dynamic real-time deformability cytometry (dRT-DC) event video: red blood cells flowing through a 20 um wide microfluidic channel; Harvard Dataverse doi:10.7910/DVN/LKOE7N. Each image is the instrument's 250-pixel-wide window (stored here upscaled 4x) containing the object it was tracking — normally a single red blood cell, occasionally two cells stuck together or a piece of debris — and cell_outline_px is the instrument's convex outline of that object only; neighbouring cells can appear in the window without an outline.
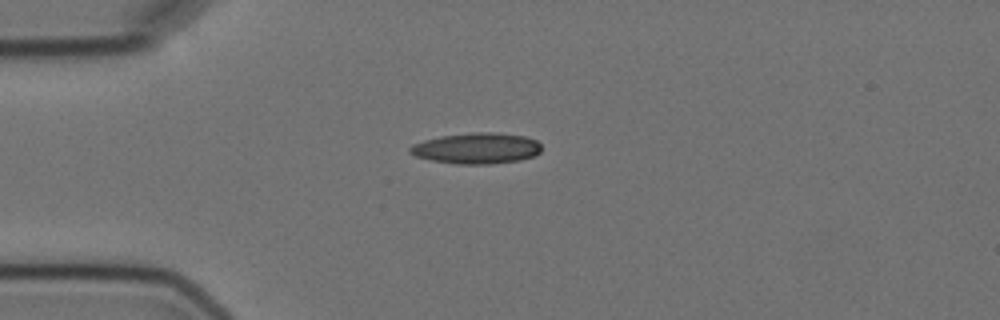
{"species": "Egyptian fruit bat (a non-hibernating species)", "species_latin": "Rousettus aegyptiacus", "temperature_condition": "cold", "stored_images_in_passage": 5, "camera_frame_rate_fps": 3000, "um_per_image_px": 0.085, "animal": {"sex": "female"}, "frame": {"image": 1, "passage_image": 4, "time_ms": 4.333, "image_size_px": [1000, 320], "cell_outline_px": [[540, 152], [532, 156], [520, 160], [492, 164], [456, 164], [432, 160], [416, 156], [408, 152], [408, 148], [412, 144], [424, 140], [440, 136], [472, 132], [496, 132], [524, 136], [536, 140], [540, 144]], "centroid_in_image_um": [40.49, 12.6], "position_along_channel_um": 44.5, "area_um2": 23.76}}